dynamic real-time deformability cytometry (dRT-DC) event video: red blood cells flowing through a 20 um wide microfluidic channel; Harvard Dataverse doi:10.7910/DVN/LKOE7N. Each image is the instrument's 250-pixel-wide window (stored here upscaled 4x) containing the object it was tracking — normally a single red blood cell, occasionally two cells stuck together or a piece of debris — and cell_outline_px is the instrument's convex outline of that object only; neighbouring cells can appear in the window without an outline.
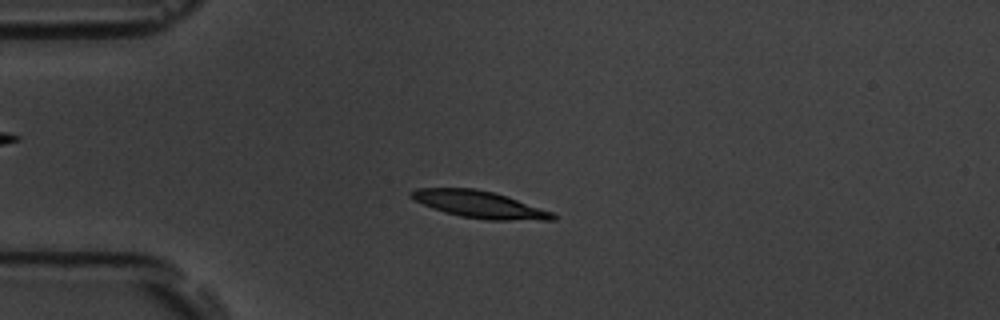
{"species": "common noctule bat (a hibernating species)", "species_latin": "Nyctalus noctula", "temperature_condition": "room temperature", "stored_images_in_passage": 54, "camera_frame_rate_fps": 3000, "um_per_image_px": 0.085, "animal": {"sex": "male", "body_mass_g": 19.5, "forearm_length_mm": 54.6}, "frame": {"image": 1, "passage_image": 13, "time_ms": 4.0, "image_size_px": [1000, 320], "cell_outline_px": [[560, 216], [556, 220], [488, 220], [460, 216], [444, 212], [424, 204], [408, 196], [408, 192], [416, 188], [476, 188], [508, 196], [552, 212]], "centroid_in_image_um": [40.78, 17.38], "position_along_channel_um": 44.2, "area_um2": 22.31}}
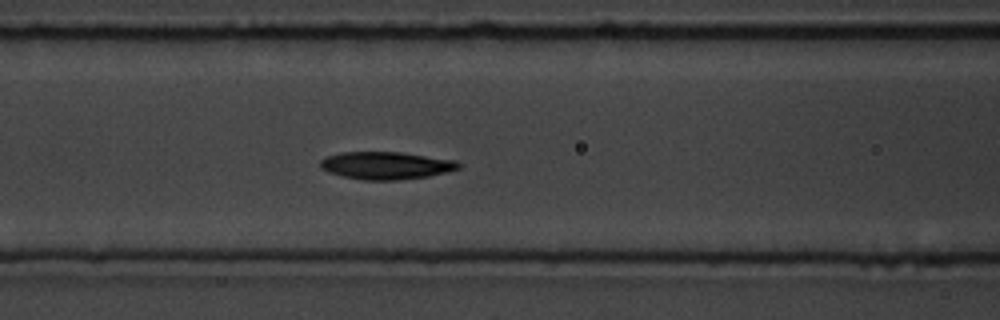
{"frame": {"image": 2, "passage_image": 22, "time_ms": 7.0, "image_size_px": [1000, 320], "cell_outline_px": [[460, 168], [448, 172], [428, 176], [396, 180], [364, 180], [344, 176], [328, 172], [320, 168], [320, 160], [328, 156], [340, 152], [400, 152], [456, 160], [460, 164]], "centroid_in_image_um": [32.82, 14.06], "position_along_channel_um": 133.8, "area_um2": 22.14}}
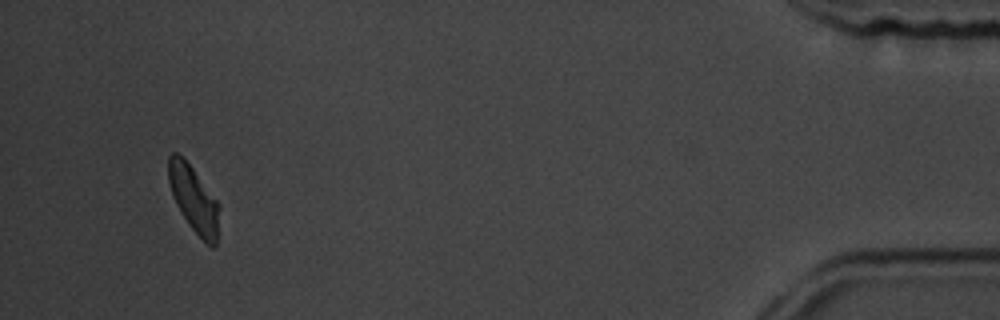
{"frame": {"image": 3, "passage_image": 51, "time_ms": 16.667, "image_size_px": [1000, 320], "cell_outline_px": [[220, 204], [216, 248], [212, 248], [188, 224], [176, 204], [168, 180], [168, 156], [172, 152], [176, 152], [192, 168]], "centroid_in_image_um": [16.48, 16.94], "position_along_channel_um": 418.7, "area_um2": 19.31}, "authors_computed_cell_mechanics": {"area_um2": 21.5883, "velocity_mm_per_s": 3.7161, "shape_relaxation_time_tau1_ms": 3.7921, "shape_relaxation_time_tau2_ms": null, "deformation_change_tau1": 0.117, "deformation_change_tau2": null}}